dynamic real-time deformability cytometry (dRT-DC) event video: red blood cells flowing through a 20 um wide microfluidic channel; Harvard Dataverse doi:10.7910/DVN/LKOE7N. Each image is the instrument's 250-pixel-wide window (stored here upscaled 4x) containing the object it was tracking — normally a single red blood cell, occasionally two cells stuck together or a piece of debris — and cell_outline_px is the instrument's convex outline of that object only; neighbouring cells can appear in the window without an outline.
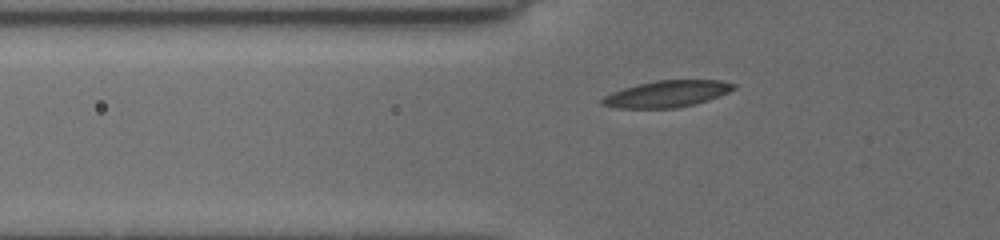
{"species": "common noctule bat (a hibernating species)", "species_latin": "Nyctalus noctula", "temperature_condition": "cold", "stored_images_in_passage": 34, "camera_frame_rate_fps": 3000, "um_per_image_px": 0.085, "animal": {"sex": "female", "body_mass_g": 19.5, "forearm_length_mm": 54.1}, "frame": {"image": 1, "passage_image": 12, "time_ms": 3.0, "image_size_px": [1000, 240], "cell_outline_px": [[736, 88], [728, 92], [708, 100], [676, 108], [616, 108], [600, 104], [600, 100], [604, 96], [612, 92], [624, 88], [656, 80], [720, 80], [736, 84]], "centroid_in_image_um": [56.68, 7.98], "position_along_channel_um": 69.1, "area_um2": 20.23}}
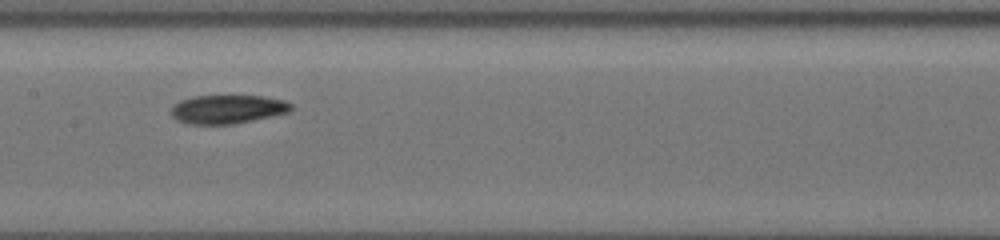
{"frame": {"image": 2, "passage_image": 25, "time_ms": 6.333, "image_size_px": [1000, 240], "cell_outline_px": [[292, 108], [288, 112], [252, 120], [232, 124], [188, 124], [176, 120], [172, 116], [172, 108], [180, 100], [192, 96], [264, 96], [284, 100], [292, 104]], "centroid_in_image_um": [19.33, 9.28], "position_along_channel_um": 188.1, "area_um2": 19.88}}
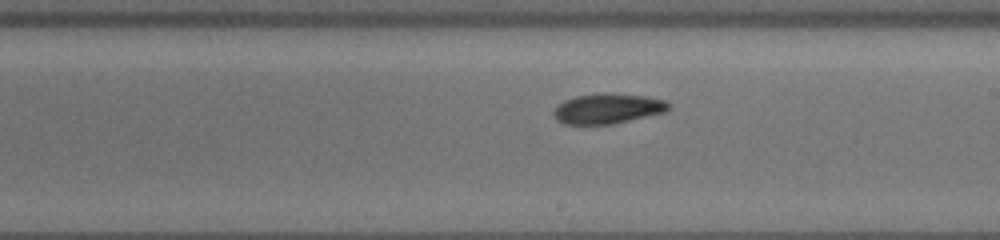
{"frame": {"image": 3, "passage_image": 32, "time_ms": 7.667, "image_size_px": [1000, 240], "cell_outline_px": [[672, 108], [668, 112], [612, 124], [564, 124], [556, 120], [552, 112], [564, 100], [576, 96], [604, 92], [644, 96], [664, 100], [672, 104]], "centroid_in_image_um": [51.71, 9.23], "position_along_channel_um": 237.3, "area_um2": 20.4}}